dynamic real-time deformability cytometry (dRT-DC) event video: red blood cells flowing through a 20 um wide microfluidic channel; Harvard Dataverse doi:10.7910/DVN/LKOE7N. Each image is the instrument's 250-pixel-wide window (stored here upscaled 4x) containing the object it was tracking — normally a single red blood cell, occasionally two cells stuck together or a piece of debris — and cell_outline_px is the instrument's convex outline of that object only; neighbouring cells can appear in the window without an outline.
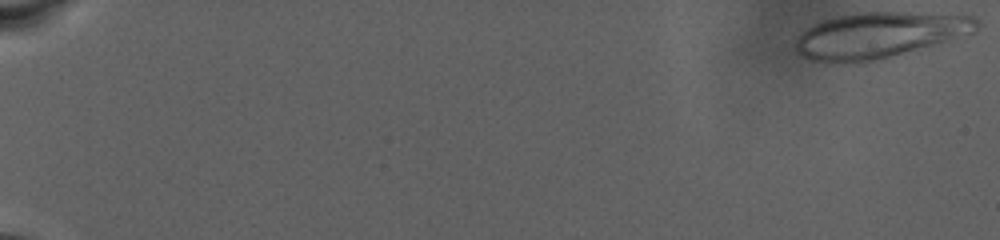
{"species": "human", "species_latin": "Homo sapiens", "temperature_condition": "warm", "stored_images_in_passage": 78, "camera_frame_rate_fps": 3000, "um_per_image_px": 0.085, "donor": {"sex": "male"}, "frame": {"image": 1, "passage_image": 1, "time_ms": 0.0, "image_size_px": [1000, 240], "cell_outline_px": [[980, 24], [976, 32], [860, 64], [828, 64], [808, 60], [796, 52], [796, 40], [808, 28], [824, 20], [840, 16], [860, 12], [912, 12], [976, 16], [980, 20]], "centroid_in_image_um": [74.72, 3.0], "position_along_channel_um": 10.3, "area_um2": 48.32}}
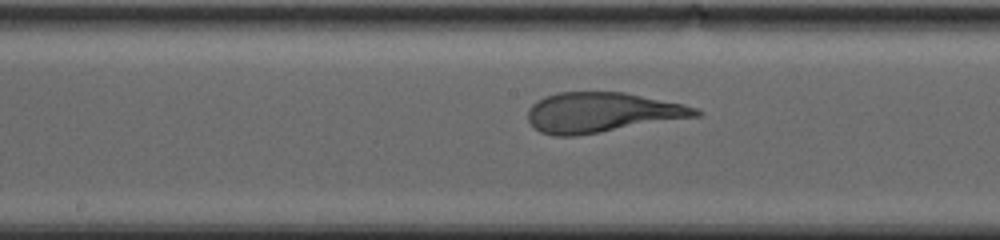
{"frame": {"image": 2, "passage_image": 49, "time_ms": 16.0, "image_size_px": [1000, 240], "cell_outline_px": [[700, 116], [576, 136], [552, 136], [540, 132], [532, 128], [528, 120], [528, 108], [536, 100], [544, 96], [560, 92], [624, 92], [684, 104], [696, 108], [700, 112]], "centroid_in_image_um": [51.11, 9.56], "position_along_channel_um": 197.1, "area_um2": 39.25}}
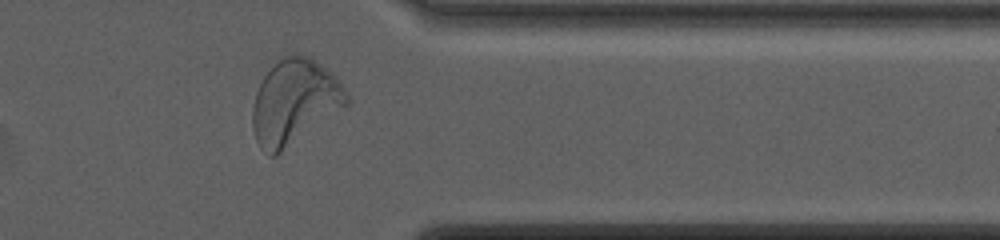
{"frame": {"image": 3, "passage_image": 72, "time_ms": 23.667, "image_size_px": [1000, 240], "cell_outline_px": [[352, 100], [348, 104], [276, 156], [268, 156], [260, 148], [256, 140], [252, 128], [252, 112], [256, 92], [264, 76], [284, 56], [308, 56], [324, 68], [344, 88]], "centroid_in_image_um": [25.0, 8.73], "position_along_channel_um": 386.4, "area_um2": 45.49}}